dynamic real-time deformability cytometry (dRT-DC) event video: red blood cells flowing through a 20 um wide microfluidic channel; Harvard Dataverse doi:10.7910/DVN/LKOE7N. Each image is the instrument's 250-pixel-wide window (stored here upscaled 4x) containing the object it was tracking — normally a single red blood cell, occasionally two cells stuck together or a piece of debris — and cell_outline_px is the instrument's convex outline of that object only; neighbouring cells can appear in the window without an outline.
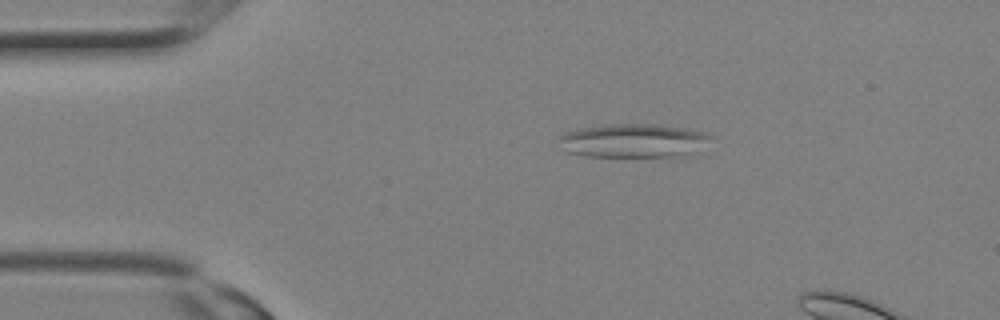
{"species": "Egyptian fruit bat (a non-hibernating species)", "species_latin": "Rousettus aegyptiacus", "temperature_condition": "room temperature", "stored_images_in_passage": 2, "camera_frame_rate_fps": 3000, "um_per_image_px": 0.085, "animal": {"sex": "female"}, "frame": {"image": 1, "passage_image": 1, "time_ms": 0.0, "image_size_px": [1000, 320], "cell_outline_px": [[712, 136], [692, 152], [684, 156], [584, 156], [568, 152], [556, 136], [580, 128], [604, 124], [656, 124], [692, 128], [704, 132]], "centroid_in_image_um": [53.81, 11.93], "position_along_channel_um": 31.2, "area_um2": 29.59}}